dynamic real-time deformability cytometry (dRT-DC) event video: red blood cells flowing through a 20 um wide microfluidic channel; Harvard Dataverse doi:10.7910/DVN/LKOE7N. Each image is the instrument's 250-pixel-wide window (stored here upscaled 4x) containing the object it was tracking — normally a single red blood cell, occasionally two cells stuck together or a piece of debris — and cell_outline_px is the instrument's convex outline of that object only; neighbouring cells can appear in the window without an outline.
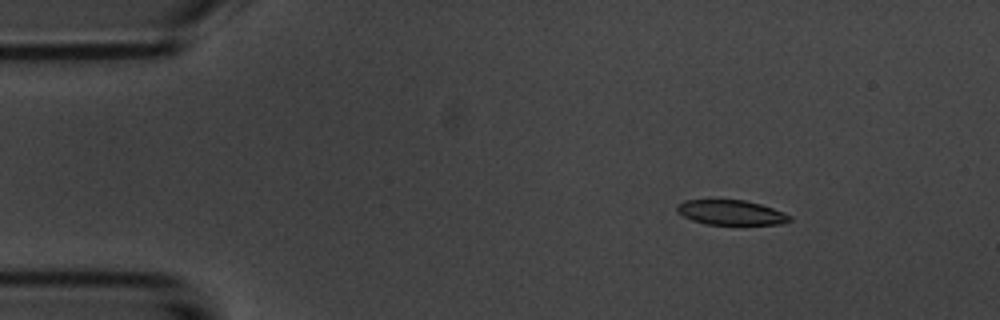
{"species": "common noctule bat (a hibernating species)", "species_latin": "Nyctalus noctula", "temperature_condition": "room temperature", "stored_images_in_passage": 48, "camera_frame_rate_fps": 3000, "um_per_image_px": 0.085, "animal": {"sex": "male", "body_mass_g": 20.1, "forearm_length_mm": 53.5}, "frame": {"image": 1, "passage_image": 1, "time_ms": 0.0, "image_size_px": [1000, 320], "cell_outline_px": [[792, 220], [780, 224], [708, 224], [692, 220], [676, 212], [676, 204], [684, 200], [744, 200], [760, 204], [784, 212], [792, 216]], "centroid_in_image_um": [62.12, 18.06], "position_along_channel_um": 22.9, "area_um2": 16.24}}
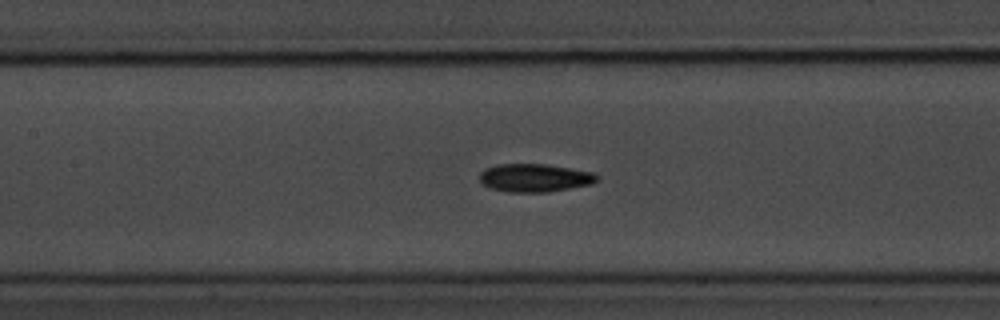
{"frame": {"image": 2, "passage_image": 18, "time_ms": 5.667, "image_size_px": [1000, 320], "cell_outline_px": [[600, 180], [592, 184], [548, 192], [508, 192], [492, 188], [484, 184], [480, 180], [480, 172], [484, 168], [496, 164], [544, 164], [596, 172]], "centroid_in_image_um": [45.49, 15.11], "position_along_channel_um": 161.9, "area_um2": 19.36}}
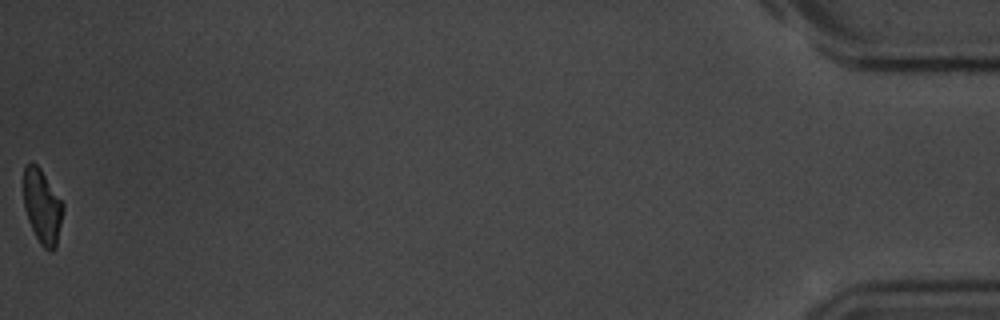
{"frame": {"image": 3, "passage_image": 48, "time_ms": 15.667, "image_size_px": [1000, 320], "cell_outline_px": [[64, 208], [56, 248], [52, 252], [48, 252], [40, 244], [28, 220], [24, 208], [24, 164], [32, 160], [40, 168], [64, 204]], "centroid_in_image_um": [3.59, 17.55], "position_along_channel_um": 431.6, "area_um2": 17.22}, "authors_computed_cell_mechanics": {"area_um2": 18.3226, "velocity_mm_per_s": 3.6982, "shape_relaxation_time_tau1_ms": 3.1984, "shape_relaxation_time_tau2_ms": 3.1641, "deformation_change_tau1": 0.1346, "deformation_change_tau2": 0.0944}}